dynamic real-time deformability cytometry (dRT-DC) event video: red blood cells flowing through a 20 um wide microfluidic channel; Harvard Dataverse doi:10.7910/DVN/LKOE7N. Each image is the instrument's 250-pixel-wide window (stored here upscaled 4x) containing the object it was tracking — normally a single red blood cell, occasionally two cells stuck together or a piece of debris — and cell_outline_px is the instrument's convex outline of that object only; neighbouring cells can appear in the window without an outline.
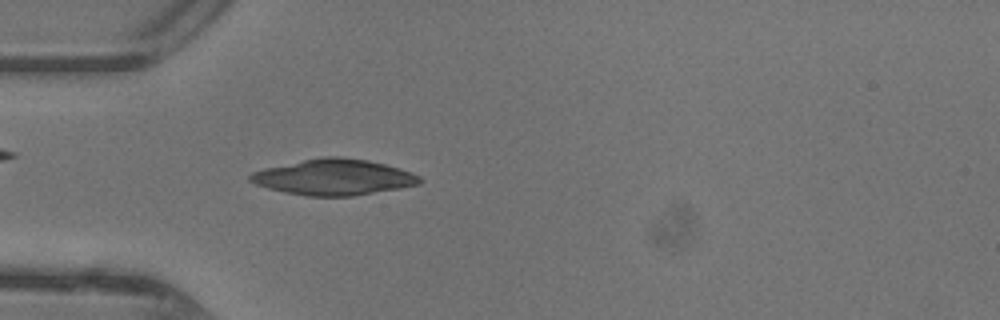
{"species": "common noctule bat (a hibernating species)", "species_latin": "Nyctalus noctula", "temperature_condition": "warm", "stored_images_in_passage": 46, "camera_frame_rate_fps": 3000, "um_per_image_px": 0.085, "animal": {"sex": "female"}, "frame": {"image": 1, "passage_image": 14, "time_ms": 4.333, "image_size_px": [1000, 320], "cell_outline_px": [[424, 180], [420, 184], [400, 188], [352, 196], [308, 196], [284, 192], [268, 188], [256, 184], [248, 180], [248, 176], [252, 172], [264, 168], [320, 156], [340, 156], [368, 160], [400, 168], [412, 172], [420, 176]], "centroid_in_image_um": [28.38, 15.05], "position_along_channel_um": 56.6, "area_um2": 35.6}}
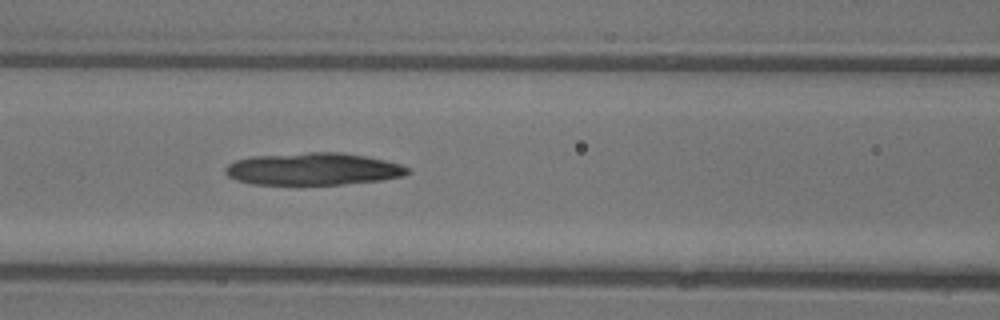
{"frame": {"image": 2, "passage_image": 20, "time_ms": 6.333, "image_size_px": [1000, 320], "cell_outline_px": [[412, 172], [404, 176], [384, 180], [344, 184], [252, 184], [236, 180], [228, 176], [224, 172], [224, 168], [228, 164], [236, 160], [252, 156], [312, 152], [340, 152], [364, 156], [384, 160], [400, 164], [408, 168]], "centroid_in_image_um": [26.63, 14.37], "position_along_channel_um": 140.0, "area_um2": 34.33}}
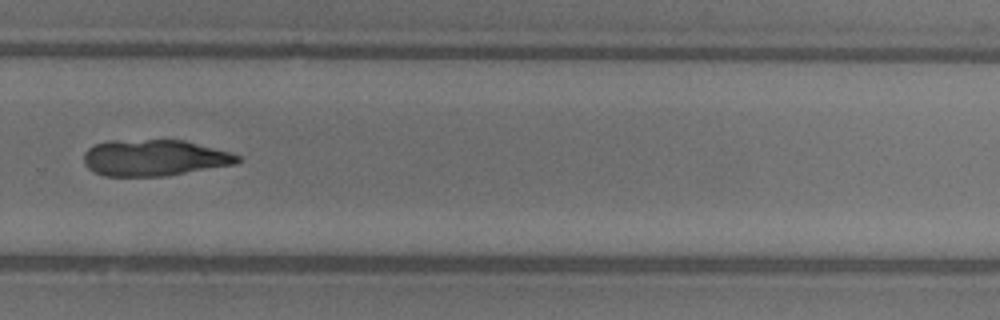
{"frame": {"image": 3, "passage_image": 32, "time_ms": 10.333, "image_size_px": [1000, 320], "cell_outline_px": [[244, 160], [236, 164], [168, 176], [104, 176], [92, 172], [84, 164], [84, 152], [88, 148], [96, 144], [108, 140], [184, 140], [232, 152], [240, 156]], "centroid_in_image_um": [13.15, 13.42], "position_along_channel_um": 316.7, "area_um2": 33.0}}